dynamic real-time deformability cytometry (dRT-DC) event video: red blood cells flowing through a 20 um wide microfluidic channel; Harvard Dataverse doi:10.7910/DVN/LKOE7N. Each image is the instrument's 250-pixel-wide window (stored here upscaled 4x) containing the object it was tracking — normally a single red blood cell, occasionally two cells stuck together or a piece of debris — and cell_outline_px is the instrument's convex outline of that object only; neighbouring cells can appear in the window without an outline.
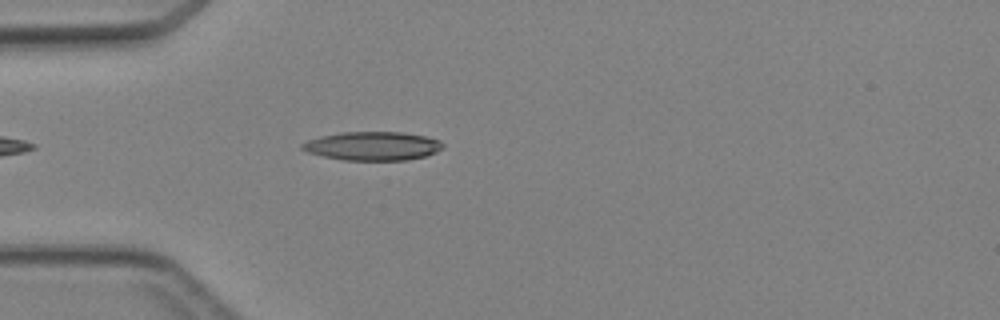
{"species": "Egyptian fruit bat (a non-hibernating species)", "species_latin": "Rousettus aegyptiacus", "temperature_condition": "cold", "stored_images_in_passage": 1, "camera_frame_rate_fps": 3000, "um_per_image_px": 0.085, "animal": {"sex": "female"}, "frame": {"image": 1, "passage_image": 1, "time_ms": 0.0, "image_size_px": [1000, 320], "cell_outline_px": [[444, 148], [436, 152], [424, 156], [408, 160], [344, 160], [324, 156], [308, 152], [300, 148], [300, 144], [308, 140], [320, 136], [340, 132], [400, 132], [424, 136], [440, 140], [444, 144]], "centroid_in_image_um": [31.68, 12.41], "position_along_channel_um": 53.3, "area_um2": 23.52}}